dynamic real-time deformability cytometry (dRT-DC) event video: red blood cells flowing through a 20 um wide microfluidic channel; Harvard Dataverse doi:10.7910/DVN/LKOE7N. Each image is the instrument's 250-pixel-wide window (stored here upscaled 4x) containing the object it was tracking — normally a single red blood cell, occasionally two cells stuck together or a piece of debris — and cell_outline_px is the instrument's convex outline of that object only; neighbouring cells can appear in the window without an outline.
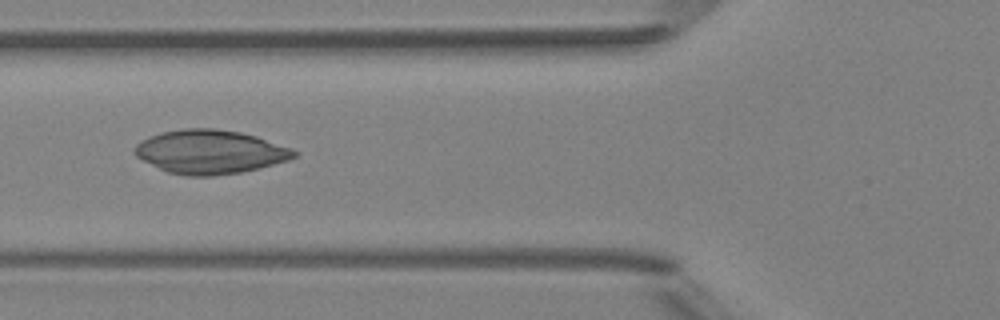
{"species": "Egyptian fruit bat (a non-hibernating species)", "species_latin": "Rousettus aegyptiacus", "temperature_condition": "room temperature", "stored_images_in_passage": 6, "camera_frame_rate_fps": 3000, "um_per_image_px": 0.085, "animal": {"sex": "female"}, "frame": {"image": 1, "passage_image": 6, "time_ms": 5.667, "image_size_px": [1000, 320], "cell_outline_px": [[300, 152], [296, 156], [288, 160], [260, 168], [240, 172], [212, 176], [184, 176], [168, 172], [136, 156], [132, 152], [136, 144], [140, 140], [148, 136], [160, 132], [184, 128], [216, 128], [240, 132], [256, 136], [292, 148]], "centroid_in_image_um": [17.85, 12.9], "position_along_channel_um": 107.9, "area_um2": 40.86}}